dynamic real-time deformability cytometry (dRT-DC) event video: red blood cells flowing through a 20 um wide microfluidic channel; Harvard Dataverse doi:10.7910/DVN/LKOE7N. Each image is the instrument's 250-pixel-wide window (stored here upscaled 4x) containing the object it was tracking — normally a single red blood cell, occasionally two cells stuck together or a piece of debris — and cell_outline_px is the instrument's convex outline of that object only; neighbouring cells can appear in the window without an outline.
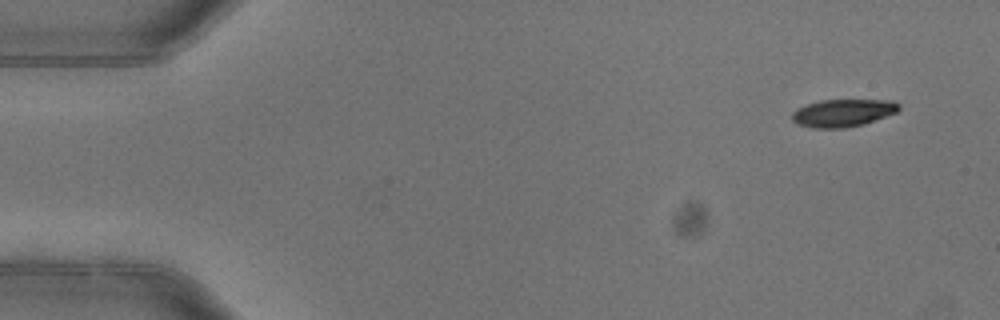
{"species": "common noctule bat (a hibernating species)", "species_latin": "Nyctalus noctula", "temperature_condition": "warm", "stored_images_in_passage": 3, "camera_frame_rate_fps": 3000, "um_per_image_px": 0.085, "animal": {"sex": "female"}, "frame": {"image": 1, "passage_image": 1, "time_ms": 0.0, "image_size_px": [1000, 320], "cell_outline_px": [[900, 108], [896, 112], [864, 124], [844, 128], [812, 128], [796, 124], [792, 120], [792, 112], [796, 108], [820, 100], [892, 100], [900, 104]], "centroid_in_image_um": [71.62, 9.6], "position_along_channel_um": 13.4, "area_um2": 17.22}}